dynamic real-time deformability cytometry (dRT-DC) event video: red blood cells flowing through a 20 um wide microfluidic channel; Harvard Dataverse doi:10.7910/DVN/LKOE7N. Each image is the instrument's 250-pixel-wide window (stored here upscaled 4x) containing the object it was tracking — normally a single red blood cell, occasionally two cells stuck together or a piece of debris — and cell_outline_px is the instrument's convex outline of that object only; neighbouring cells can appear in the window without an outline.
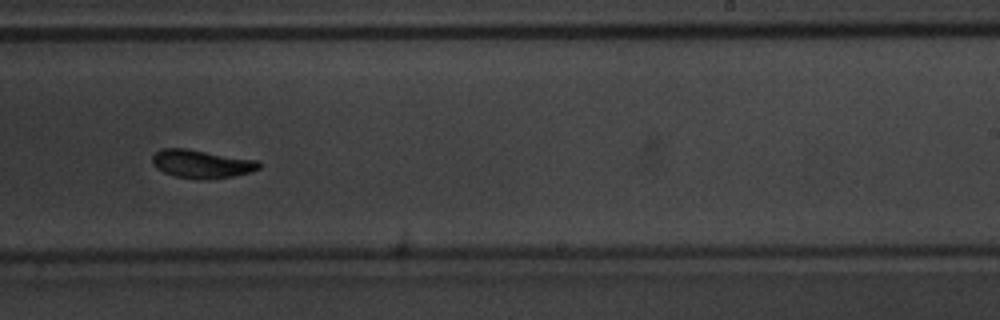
{"species": "common noctule bat (a hibernating species)", "species_latin": "Nyctalus noctula", "temperature_condition": "warm", "stored_images_in_passage": 29, "camera_frame_rate_fps": 3000, "um_per_image_px": 0.085, "animal": {"sex": "male", "body_mass_g": 20.1, "forearm_length_mm": 53.5}, "frame": {"image": 1, "passage_image": 25, "time_ms": 8.0, "image_size_px": [1000, 320], "cell_outline_px": [[260, 168], [252, 172], [232, 176], [200, 180], [196, 180], [176, 176], [164, 172], [156, 168], [152, 164], [152, 156], [160, 148], [184, 148], [256, 160], [260, 164]], "centroid_in_image_um": [17.1, 13.94], "position_along_channel_um": 271.9, "area_um2": 17.51}}